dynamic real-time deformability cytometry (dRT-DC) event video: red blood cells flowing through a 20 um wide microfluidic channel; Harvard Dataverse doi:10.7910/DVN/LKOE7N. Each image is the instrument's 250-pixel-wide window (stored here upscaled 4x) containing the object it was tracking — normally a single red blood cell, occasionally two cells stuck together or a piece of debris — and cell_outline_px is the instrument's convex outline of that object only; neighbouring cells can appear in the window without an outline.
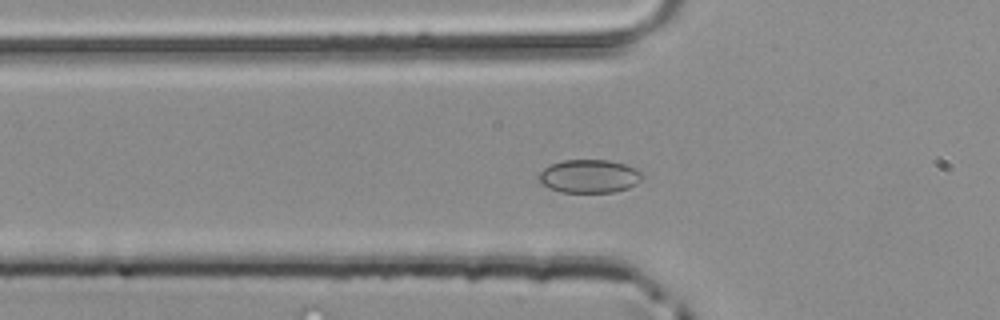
{"species": "common noctule bat (a hibernating species)", "species_latin": "Nyctalus noctula", "temperature_condition": "room temperature", "stored_images_in_passage": 37, "camera_frame_rate_fps": 3000, "um_per_image_px": 0.085, "animal": {"sex": "male", "body_mass_g": 20.4}, "frame": {"image": 1, "passage_image": 3, "time_ms": 0.667, "image_size_px": [1000, 320], "cell_outline_px": [[644, 176], [636, 184], [628, 188], [612, 192], [560, 192], [548, 188], [540, 184], [536, 180], [536, 176], [544, 168], [552, 164], [564, 160], [608, 160], [624, 164], [636, 168]], "centroid_in_image_um": [50.04, 14.98], "position_along_channel_um": 75.8, "area_um2": 20.23}}
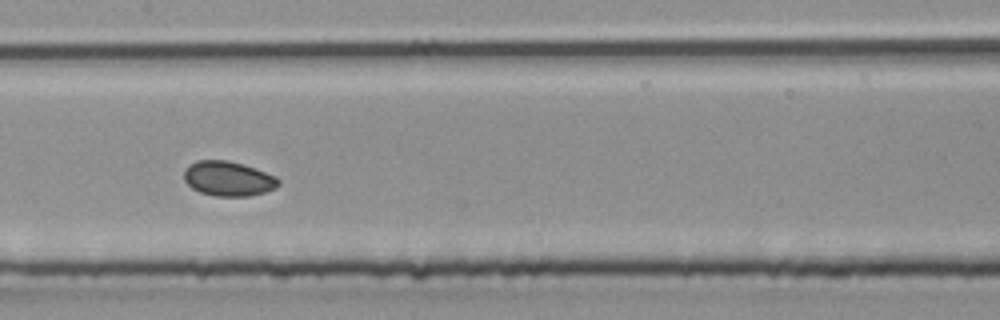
{"frame": {"image": 2, "passage_image": 11, "time_ms": 3.333, "image_size_px": [1000, 320], "cell_outline_px": [[280, 184], [276, 188], [264, 192], [248, 196], [216, 196], [200, 192], [192, 188], [184, 180], [184, 172], [188, 164], [196, 160], [228, 160], [244, 164], [276, 176], [280, 180]], "centroid_in_image_um": [19.4, 15.17], "position_along_channel_um": 188.0, "area_um2": 19.25}}
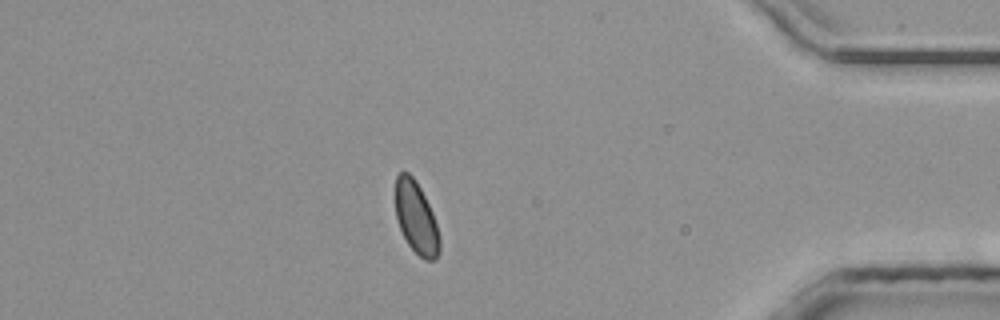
{"frame": {"image": 3, "passage_image": 29, "time_ms": 9.333, "image_size_px": [1000, 320], "cell_outline_px": [[440, 252], [432, 260], [424, 260], [408, 244], [400, 228], [396, 216], [392, 192], [396, 176], [400, 172], [408, 172], [416, 180], [432, 212], [436, 224], [440, 240]], "centroid_in_image_um": [35.32, 18.45], "position_along_channel_um": 399.9, "area_um2": 18.79}}